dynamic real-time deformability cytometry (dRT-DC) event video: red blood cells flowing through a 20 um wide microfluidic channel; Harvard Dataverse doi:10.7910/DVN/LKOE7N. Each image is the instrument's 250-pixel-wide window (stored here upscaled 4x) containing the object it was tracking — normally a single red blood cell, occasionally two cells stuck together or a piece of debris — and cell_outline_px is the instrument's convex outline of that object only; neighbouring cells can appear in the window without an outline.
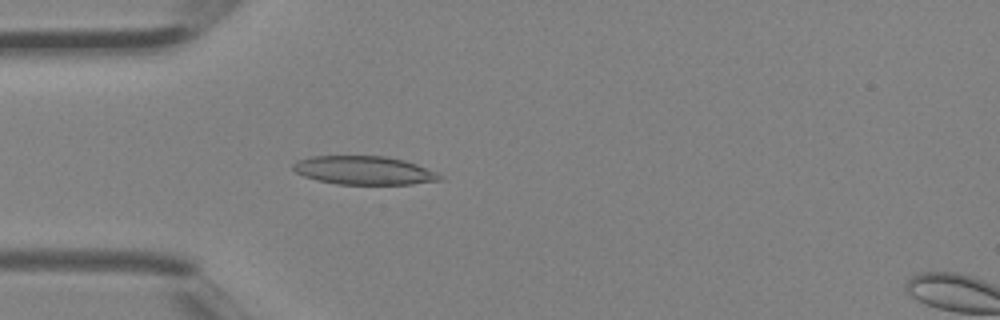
{"species": "Egyptian fruit bat (a non-hibernating species)", "species_latin": "Rousettus aegyptiacus", "temperature_condition": "room temperature", "stored_images_in_passage": 5, "camera_frame_rate_fps": 3000, "um_per_image_px": 0.085, "animal": {"sex": "female"}, "frame": {"image": 1, "passage_image": 4, "time_ms": 1.0, "image_size_px": [1000, 320], "cell_outline_px": [[444, 180], [412, 184], [336, 184], [316, 180], [304, 176], [296, 172], [292, 168], [292, 164], [296, 160], [312, 156], [388, 156], [404, 160], [416, 164], [436, 172], [444, 176]], "centroid_in_image_um": [30.95, 14.48], "position_along_channel_um": 54.1, "area_um2": 24.57}}